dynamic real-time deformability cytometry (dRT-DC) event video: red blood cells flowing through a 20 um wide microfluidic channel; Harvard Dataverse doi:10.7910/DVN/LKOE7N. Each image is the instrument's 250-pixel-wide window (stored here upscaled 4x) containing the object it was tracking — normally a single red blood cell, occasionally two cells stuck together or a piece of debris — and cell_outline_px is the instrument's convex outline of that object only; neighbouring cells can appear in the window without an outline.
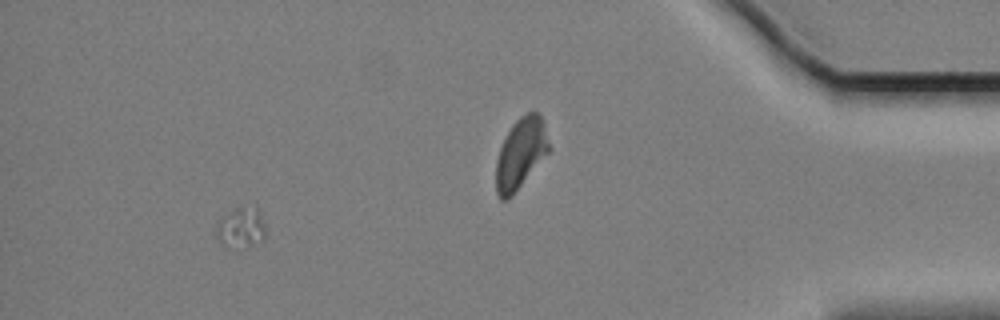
{"species": "Egyptian fruit bat (a non-hibernating species)", "species_latin": "Rousettus aegyptiacus", "temperature_condition": "cold", "stored_images_in_passage": 44, "segment_of_instrument_passage": [2, 2], "camera_frame_rate_fps": 3000, "um_per_image_px": 0.085, "animal": {"sex": "female"}, "frame": {"image": 1, "passage_image": 38, "time_ms": 12.333, "image_size_px": [1000, 320], "cell_outline_px": [[264, 240], [248, 248], [220, 244], [216, 240], [212, 232], [216, 220], [220, 216], [240, 208], [256, 208], [264, 220]], "centroid_in_image_um": [20.39, 19.4], "position_along_channel_um": 414.8, "area_um2": 11.91}}